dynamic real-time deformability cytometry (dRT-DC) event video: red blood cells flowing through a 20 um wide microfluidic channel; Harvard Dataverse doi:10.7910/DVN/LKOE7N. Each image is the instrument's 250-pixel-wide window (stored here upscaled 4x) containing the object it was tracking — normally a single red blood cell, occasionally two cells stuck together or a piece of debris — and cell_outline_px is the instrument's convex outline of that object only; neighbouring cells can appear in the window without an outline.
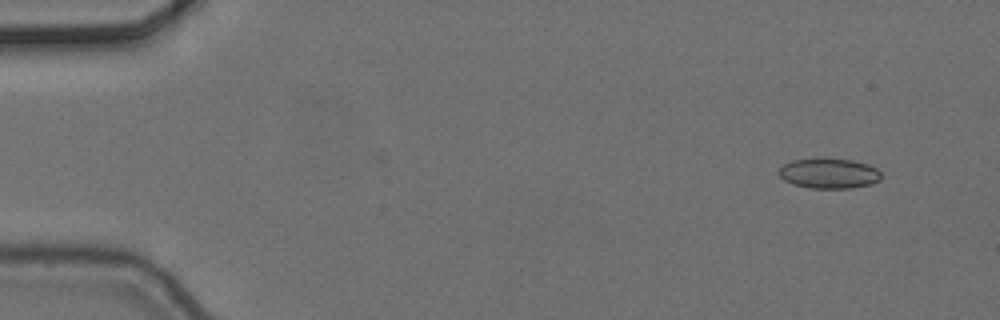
{"species": "common noctule bat (a hibernating species)", "species_latin": "Nyctalus noctula", "temperature_condition": "cold", "stored_images_in_passage": 6, "camera_frame_rate_fps": 3000, "um_per_image_px": 0.085, "animal": {"sex": "female", "body_mass_g": 24.6, "forearm_length_mm": 56.2}, "frame": {"image": 1, "passage_image": 1, "time_ms": 0.0, "image_size_px": [1000, 320], "cell_outline_px": [[880, 180], [872, 184], [848, 188], [812, 188], [792, 184], [784, 180], [780, 176], [780, 168], [784, 164], [792, 160], [852, 160], [868, 164], [876, 168], [880, 172]], "centroid_in_image_um": [70.49, 14.76], "position_along_channel_um": 14.5, "area_um2": 17.46}}
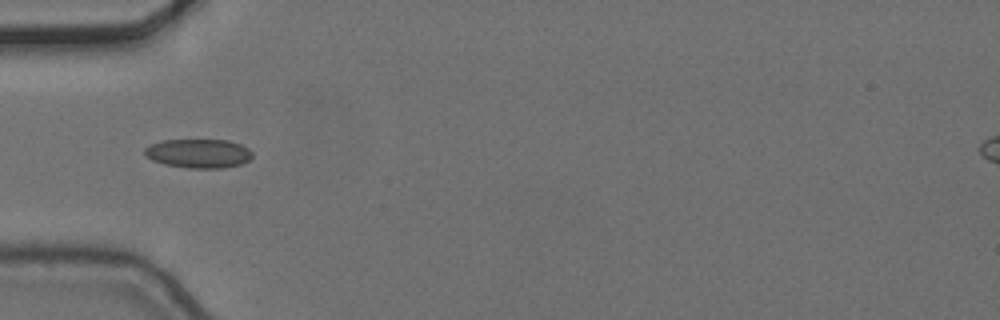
{"frame": {"image": 2, "passage_image": 5, "time_ms": 1.333, "image_size_px": [1000, 320], "cell_outline_px": [[252, 156], [248, 160], [240, 164], [224, 168], [188, 168], [164, 164], [152, 160], [144, 156], [144, 148], [160, 140], [228, 140], [240, 144], [248, 148], [252, 152]], "centroid_in_image_um": [16.85, 13.04], "position_along_channel_um": 68.1, "area_um2": 18.26}}
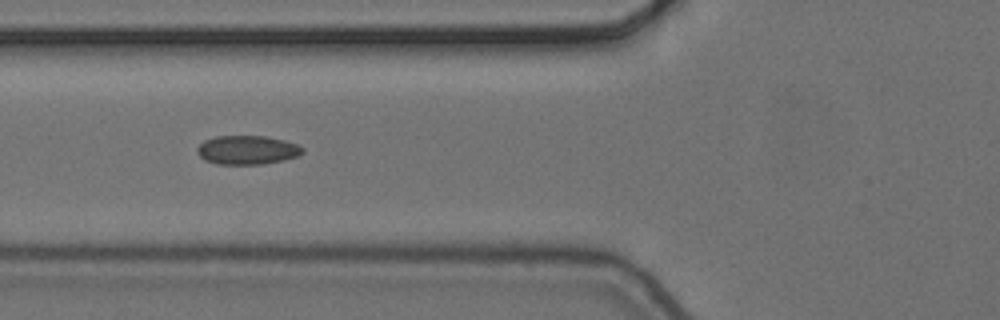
{"frame": {"image": 3, "passage_image": 6, "time_ms": 1.667, "image_size_px": [1000, 320], "cell_outline_px": [[304, 152], [300, 156], [284, 160], [264, 164], [216, 164], [204, 160], [196, 152], [196, 148], [204, 140], [216, 136], [268, 136], [300, 144], [304, 148]], "centroid_in_image_um": [21.05, 12.75], "position_along_channel_um": 104.8, "area_um2": 18.09}}